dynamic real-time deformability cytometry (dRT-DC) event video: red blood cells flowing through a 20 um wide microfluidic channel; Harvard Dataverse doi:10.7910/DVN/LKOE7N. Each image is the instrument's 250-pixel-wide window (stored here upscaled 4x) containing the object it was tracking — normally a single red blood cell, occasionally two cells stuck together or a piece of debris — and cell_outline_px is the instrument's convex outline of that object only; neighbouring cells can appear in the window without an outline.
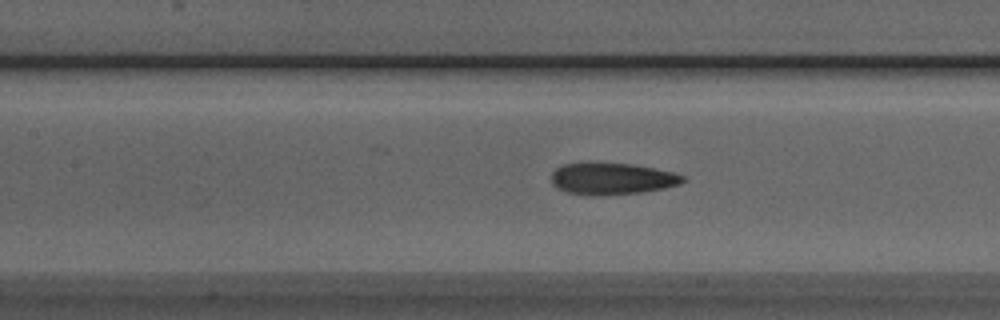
{"species": "Egyptian fruit bat (a non-hibernating species)", "species_latin": "Rousettus aegyptiacus", "temperature_condition": "room temperature", "stored_images_in_passage": 44, "camera_frame_rate_fps": 3000, "um_per_image_px": 0.085, "animal": {"sex": "male"}, "frame": {"image": 1, "passage_image": 18, "time_ms": 5.667, "image_size_px": [1000, 320], "cell_outline_px": [[688, 180], [680, 184], [664, 188], [644, 192], [592, 196], [568, 192], [556, 188], [552, 184], [552, 172], [556, 168], [564, 164], [632, 164], [656, 168], [672, 172], [684, 176]], "centroid_in_image_um": [52.06, 15.21], "position_along_channel_um": 155.3, "area_um2": 24.1}}
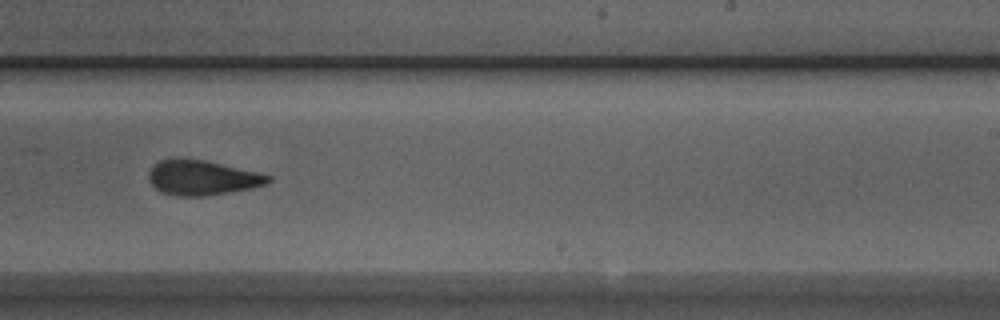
{"frame": {"image": 2, "passage_image": 27, "time_ms": 8.667, "image_size_px": [1000, 320], "cell_outline_px": [[272, 180], [268, 184], [252, 188], [204, 196], [176, 196], [160, 192], [148, 180], [148, 172], [152, 164], [160, 160], [176, 156], [204, 160], [256, 172], [272, 176]], "centroid_in_image_um": [17.12, 15.08], "position_along_channel_um": 271.9, "area_um2": 24.62}}
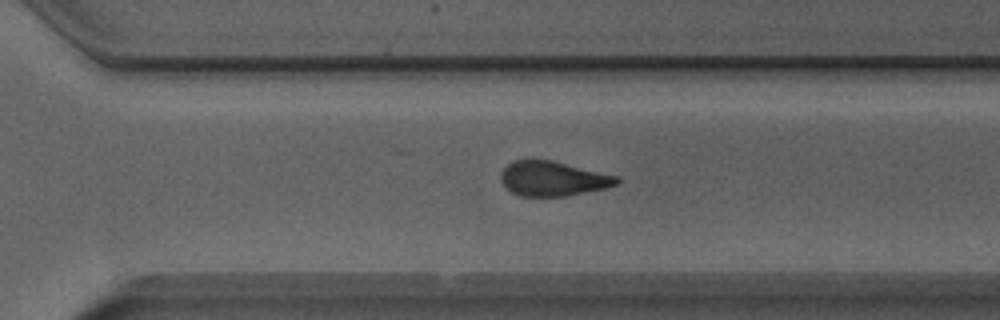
{"frame": {"image": 3, "passage_image": 31, "time_ms": 10.0, "image_size_px": [1000, 320], "cell_outline_px": [[620, 180], [616, 184], [604, 188], [564, 196], [520, 196], [512, 192], [500, 180], [500, 172], [512, 160], [552, 160], [620, 176]], "centroid_in_image_um": [46.99, 15.17], "position_along_channel_um": 323.6, "area_um2": 23.35}, "authors_computed_cell_mechanics": {"area_um2": 24.4783, "velocity_mm_per_s": 3.8925, "shape_relaxation_time_tau1_ms": 8.1146, "shape_relaxation_time_tau2_ms": 2.404, "deformation_change_tau1": 0.1686, "deformation_change_tau2": 0.0953}}